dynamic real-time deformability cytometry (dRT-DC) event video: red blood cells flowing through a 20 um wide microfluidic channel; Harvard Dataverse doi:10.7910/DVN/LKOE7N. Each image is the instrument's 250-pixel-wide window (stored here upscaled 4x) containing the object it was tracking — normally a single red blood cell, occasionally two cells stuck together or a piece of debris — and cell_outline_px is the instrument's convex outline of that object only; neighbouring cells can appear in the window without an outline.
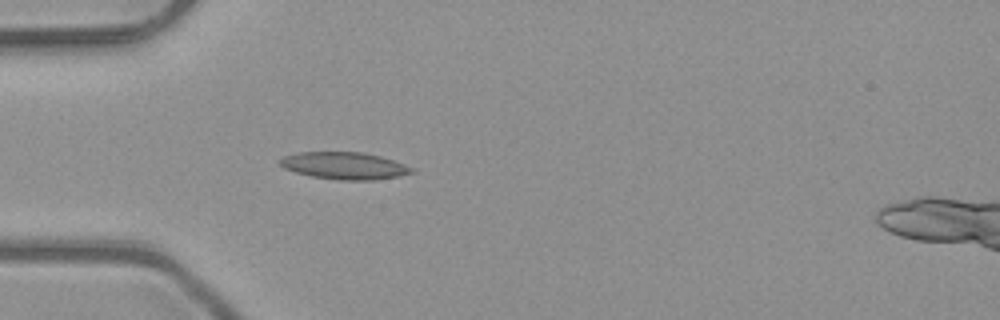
{"species": "common noctule bat (a hibernating species)", "species_latin": "Nyctalus noctula", "temperature_condition": "room temperature", "stored_images_in_passage": 4, "camera_frame_rate_fps": 3000, "um_per_image_px": 0.085, "animal": {"sex": "male", "body_mass_g": 23.1, "forearm_length_mm": 52.7}, "frame": {"image": 1, "passage_image": 4, "time_ms": 1.0, "image_size_px": [1000, 320], "cell_outline_px": [[416, 172], [400, 176], [372, 180], [336, 180], [312, 176], [296, 172], [284, 168], [280, 164], [280, 160], [284, 156], [296, 152], [360, 152], [380, 156], [416, 168]], "centroid_in_image_um": [29.31, 14.09], "position_along_channel_um": 55.7, "area_um2": 20.87}}